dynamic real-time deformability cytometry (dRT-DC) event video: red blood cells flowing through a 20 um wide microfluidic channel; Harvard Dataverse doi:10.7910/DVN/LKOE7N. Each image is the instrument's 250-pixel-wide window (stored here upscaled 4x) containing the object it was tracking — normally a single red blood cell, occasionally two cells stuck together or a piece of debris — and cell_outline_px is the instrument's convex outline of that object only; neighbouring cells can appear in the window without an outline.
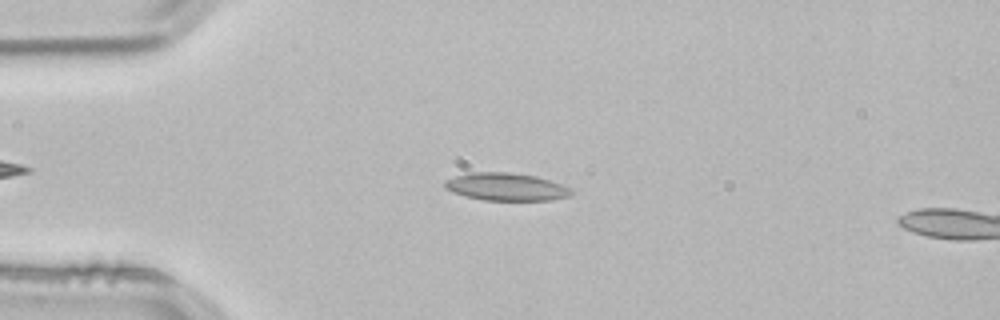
{"species": "common noctule bat (a hibernating species)", "species_latin": "Nyctalus noctula", "temperature_condition": "room temperature", "stored_images_in_passage": 48, "camera_frame_rate_fps": 3000, "um_per_image_px": 0.085, "animal": {"sex": "male", "body_mass_g": 21.5, "forearm_length_mm": 52.0}, "frame": {"image": 1, "passage_image": 13, "time_ms": 4.0, "image_size_px": [1000, 320], "cell_outline_px": [[576, 192], [572, 196], [552, 200], [484, 200], [464, 196], [452, 192], [444, 188], [444, 180], [456, 176], [472, 172], [512, 172], [536, 176], [560, 184]], "centroid_in_image_um": [43.02, 15.88], "position_along_channel_um": 42.0, "area_um2": 20.52}}
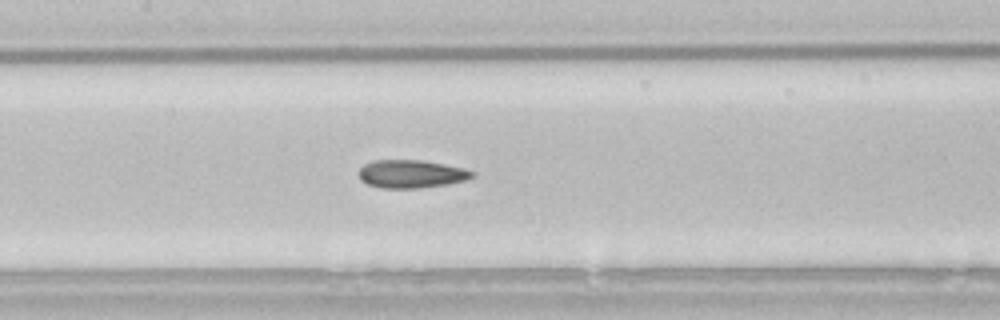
{"frame": {"image": 2, "passage_image": 25, "time_ms": 8.0, "image_size_px": [1000, 320], "cell_outline_px": [[476, 176], [464, 180], [448, 184], [420, 188], [380, 188], [368, 184], [360, 180], [356, 172], [364, 164], [372, 160], [420, 160], [444, 164], [464, 168], [476, 172]], "centroid_in_image_um": [34.93, 14.78], "position_along_channel_um": 172.5, "area_um2": 18.79}}
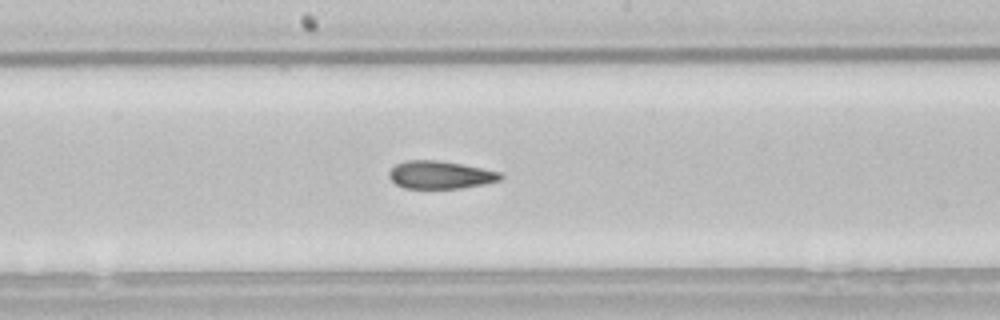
{"frame": {"image": 3, "passage_image": 28, "time_ms": 9.0, "image_size_px": [1000, 320], "cell_outline_px": [[504, 176], [500, 180], [484, 184], [460, 188], [404, 188], [396, 184], [388, 176], [388, 172], [396, 164], [408, 160], [436, 160], [460, 164], [500, 172]], "centroid_in_image_um": [37.4, 14.87], "position_along_channel_um": 210.8, "area_um2": 17.86}, "authors_computed_cell_mechanics": {"area_um2": 19.5653, "velocity_mm_per_s": 3.8388, "shape_relaxation_time_tau1_ms": null, "shape_relaxation_time_tau2_ms": 4.1988, "deformation_change_tau1": null, "deformation_change_tau2": 0.1075}}